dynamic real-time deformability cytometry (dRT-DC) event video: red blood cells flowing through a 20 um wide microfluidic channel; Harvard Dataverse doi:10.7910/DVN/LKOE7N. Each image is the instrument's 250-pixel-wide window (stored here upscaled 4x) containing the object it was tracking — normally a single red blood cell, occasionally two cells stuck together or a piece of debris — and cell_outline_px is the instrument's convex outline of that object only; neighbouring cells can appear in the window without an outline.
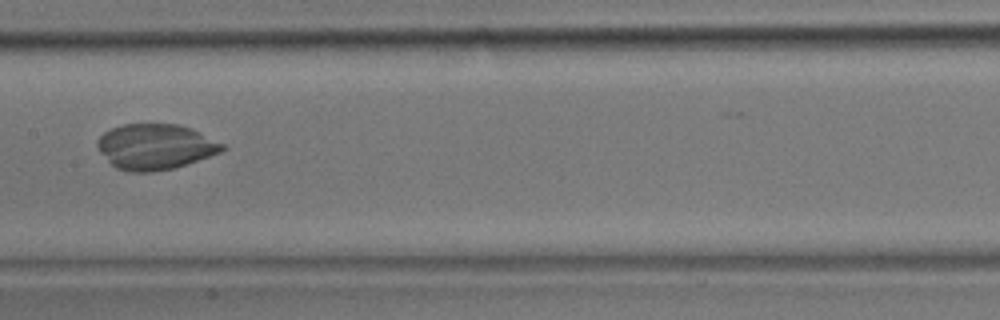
{"species": "common noctule bat (a hibernating species)", "species_latin": "Nyctalus noctula", "temperature_condition": "room temperature", "stored_images_in_passage": 35, "camera_frame_rate_fps": 3000, "um_per_image_px": 0.085, "animal": {"sex": "male", "body_mass_g": 17.9}, "frame": {"image": 1, "passage_image": 20, "time_ms": 6.333, "image_size_px": [1000, 320], "cell_outline_px": [[228, 148], [220, 152], [172, 168], [152, 172], [132, 172], [116, 168], [100, 152], [96, 144], [96, 140], [104, 132], [112, 128], [124, 124], [176, 124], [192, 128], [224, 144]], "centroid_in_image_um": [13.19, 12.46], "position_along_channel_um": 194.2, "area_um2": 32.89}}